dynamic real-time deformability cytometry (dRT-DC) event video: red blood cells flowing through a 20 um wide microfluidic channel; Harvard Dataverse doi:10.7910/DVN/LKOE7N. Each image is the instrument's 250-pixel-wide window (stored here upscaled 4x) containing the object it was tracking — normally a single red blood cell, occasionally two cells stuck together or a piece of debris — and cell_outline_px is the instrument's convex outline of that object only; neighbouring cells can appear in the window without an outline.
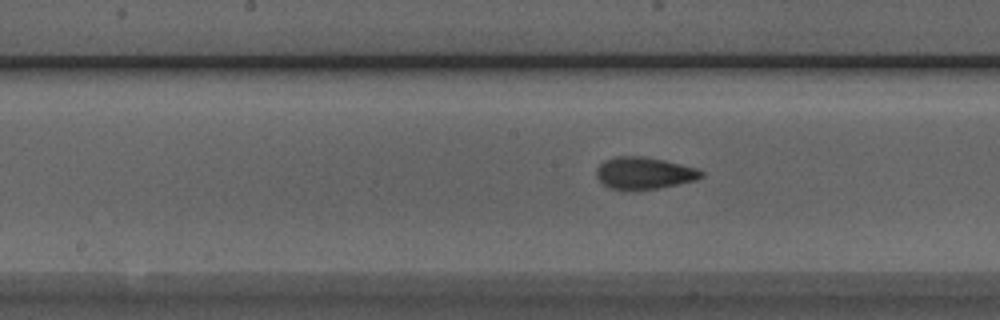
{"species": "Egyptian fruit bat (a non-hibernating species)", "species_latin": "Rousettus aegyptiacus", "temperature_condition": "room temperature", "stored_images_in_passage": 10, "camera_frame_rate_fps": 3000, "um_per_image_px": 0.085, "animal": {"sex": "male"}, "frame": {"image": 1, "passage_image": 9, "time_ms": 2.667, "image_size_px": [1000, 320], "cell_outline_px": [[704, 176], [696, 180], [636, 192], [624, 192], [608, 188], [596, 176], [596, 168], [604, 160], [616, 156], [644, 156], [664, 160], [696, 168], [704, 172]], "centroid_in_image_um": [54.7, 14.74], "position_along_channel_um": 193.5, "area_um2": 20.0}}